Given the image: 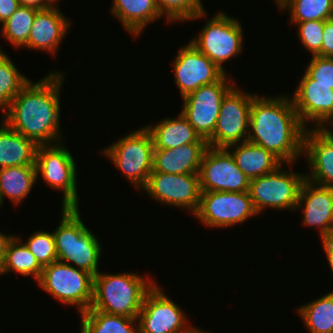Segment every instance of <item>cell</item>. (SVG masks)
I'll list each match as a JSON object with an SVG mask.
<instances>
[{"mask_svg": "<svg viewBox=\"0 0 333 333\" xmlns=\"http://www.w3.org/2000/svg\"><path fill=\"white\" fill-rule=\"evenodd\" d=\"M64 77L65 73L51 72L35 83L29 81L4 111L3 121L37 145L63 142L59 95Z\"/></svg>", "mask_w": 333, "mask_h": 333, "instance_id": "obj_1", "label": "cell"}, {"mask_svg": "<svg viewBox=\"0 0 333 333\" xmlns=\"http://www.w3.org/2000/svg\"><path fill=\"white\" fill-rule=\"evenodd\" d=\"M306 129L291 97L256 95L253 98L247 141L272 152L283 163L291 165L303 155Z\"/></svg>", "mask_w": 333, "mask_h": 333, "instance_id": "obj_2", "label": "cell"}, {"mask_svg": "<svg viewBox=\"0 0 333 333\" xmlns=\"http://www.w3.org/2000/svg\"><path fill=\"white\" fill-rule=\"evenodd\" d=\"M154 280L135 273L102 274L93 277V299L90 308L108 314L137 318Z\"/></svg>", "mask_w": 333, "mask_h": 333, "instance_id": "obj_3", "label": "cell"}, {"mask_svg": "<svg viewBox=\"0 0 333 333\" xmlns=\"http://www.w3.org/2000/svg\"><path fill=\"white\" fill-rule=\"evenodd\" d=\"M61 210V221L53 232L57 260L69 265L72 262L78 269L95 276L102 253L99 239L84 225L79 207H62Z\"/></svg>", "mask_w": 333, "mask_h": 333, "instance_id": "obj_4", "label": "cell"}, {"mask_svg": "<svg viewBox=\"0 0 333 333\" xmlns=\"http://www.w3.org/2000/svg\"><path fill=\"white\" fill-rule=\"evenodd\" d=\"M101 151L135 188L142 189L146 185L154 158L153 140L146 127L121 137Z\"/></svg>", "mask_w": 333, "mask_h": 333, "instance_id": "obj_5", "label": "cell"}, {"mask_svg": "<svg viewBox=\"0 0 333 333\" xmlns=\"http://www.w3.org/2000/svg\"><path fill=\"white\" fill-rule=\"evenodd\" d=\"M93 275L60 261L44 266L37 284L65 305H76L84 313L93 299Z\"/></svg>", "mask_w": 333, "mask_h": 333, "instance_id": "obj_6", "label": "cell"}, {"mask_svg": "<svg viewBox=\"0 0 333 333\" xmlns=\"http://www.w3.org/2000/svg\"><path fill=\"white\" fill-rule=\"evenodd\" d=\"M216 13L190 43L226 74L223 63L242 52L243 31L238 19Z\"/></svg>", "mask_w": 333, "mask_h": 333, "instance_id": "obj_7", "label": "cell"}, {"mask_svg": "<svg viewBox=\"0 0 333 333\" xmlns=\"http://www.w3.org/2000/svg\"><path fill=\"white\" fill-rule=\"evenodd\" d=\"M61 143L38 145L36 175H41L49 187L63 192L62 207H79L75 159Z\"/></svg>", "mask_w": 333, "mask_h": 333, "instance_id": "obj_8", "label": "cell"}, {"mask_svg": "<svg viewBox=\"0 0 333 333\" xmlns=\"http://www.w3.org/2000/svg\"><path fill=\"white\" fill-rule=\"evenodd\" d=\"M282 168L283 164L271 173L250 180L249 194L257 214L267 207L296 209L305 174Z\"/></svg>", "mask_w": 333, "mask_h": 333, "instance_id": "obj_9", "label": "cell"}, {"mask_svg": "<svg viewBox=\"0 0 333 333\" xmlns=\"http://www.w3.org/2000/svg\"><path fill=\"white\" fill-rule=\"evenodd\" d=\"M256 95L233 87L223 98L213 135L208 147L226 148L247 141L250 124V107Z\"/></svg>", "mask_w": 333, "mask_h": 333, "instance_id": "obj_10", "label": "cell"}, {"mask_svg": "<svg viewBox=\"0 0 333 333\" xmlns=\"http://www.w3.org/2000/svg\"><path fill=\"white\" fill-rule=\"evenodd\" d=\"M224 74L217 82L203 85L183 97L181 114L206 141L213 135L225 95L235 86Z\"/></svg>", "mask_w": 333, "mask_h": 333, "instance_id": "obj_11", "label": "cell"}, {"mask_svg": "<svg viewBox=\"0 0 333 333\" xmlns=\"http://www.w3.org/2000/svg\"><path fill=\"white\" fill-rule=\"evenodd\" d=\"M195 218L208 227L226 228L255 217L249 192H201L200 205Z\"/></svg>", "mask_w": 333, "mask_h": 333, "instance_id": "obj_12", "label": "cell"}, {"mask_svg": "<svg viewBox=\"0 0 333 333\" xmlns=\"http://www.w3.org/2000/svg\"><path fill=\"white\" fill-rule=\"evenodd\" d=\"M198 174L201 192H249V178L225 148L208 147Z\"/></svg>", "mask_w": 333, "mask_h": 333, "instance_id": "obj_13", "label": "cell"}, {"mask_svg": "<svg viewBox=\"0 0 333 333\" xmlns=\"http://www.w3.org/2000/svg\"><path fill=\"white\" fill-rule=\"evenodd\" d=\"M141 190H145L158 203L188 209L193 216L200 205L199 174L151 172Z\"/></svg>", "mask_w": 333, "mask_h": 333, "instance_id": "obj_14", "label": "cell"}, {"mask_svg": "<svg viewBox=\"0 0 333 333\" xmlns=\"http://www.w3.org/2000/svg\"><path fill=\"white\" fill-rule=\"evenodd\" d=\"M137 320L139 333H191L194 328L186 324L184 311L164 294L157 282L145 296Z\"/></svg>", "mask_w": 333, "mask_h": 333, "instance_id": "obj_15", "label": "cell"}, {"mask_svg": "<svg viewBox=\"0 0 333 333\" xmlns=\"http://www.w3.org/2000/svg\"><path fill=\"white\" fill-rule=\"evenodd\" d=\"M173 62L174 82L182 97L217 82L225 74L190 42L180 48Z\"/></svg>", "mask_w": 333, "mask_h": 333, "instance_id": "obj_16", "label": "cell"}, {"mask_svg": "<svg viewBox=\"0 0 333 333\" xmlns=\"http://www.w3.org/2000/svg\"><path fill=\"white\" fill-rule=\"evenodd\" d=\"M307 128L303 154L311 171L305 178L317 185L333 188V129Z\"/></svg>", "mask_w": 333, "mask_h": 333, "instance_id": "obj_17", "label": "cell"}, {"mask_svg": "<svg viewBox=\"0 0 333 333\" xmlns=\"http://www.w3.org/2000/svg\"><path fill=\"white\" fill-rule=\"evenodd\" d=\"M292 101L301 123L307 128L312 121L314 128L333 125V90L323 84H298ZM325 123V125H324Z\"/></svg>", "mask_w": 333, "mask_h": 333, "instance_id": "obj_18", "label": "cell"}, {"mask_svg": "<svg viewBox=\"0 0 333 333\" xmlns=\"http://www.w3.org/2000/svg\"><path fill=\"white\" fill-rule=\"evenodd\" d=\"M299 207L303 208L301 212L304 226H316L321 238L333 234V188L305 179L299 191L296 209H300Z\"/></svg>", "mask_w": 333, "mask_h": 333, "instance_id": "obj_19", "label": "cell"}, {"mask_svg": "<svg viewBox=\"0 0 333 333\" xmlns=\"http://www.w3.org/2000/svg\"><path fill=\"white\" fill-rule=\"evenodd\" d=\"M69 19L58 7H50L36 12L28 41L23 48L53 53L58 50L62 39L68 33Z\"/></svg>", "mask_w": 333, "mask_h": 333, "instance_id": "obj_20", "label": "cell"}, {"mask_svg": "<svg viewBox=\"0 0 333 333\" xmlns=\"http://www.w3.org/2000/svg\"><path fill=\"white\" fill-rule=\"evenodd\" d=\"M207 148V143H189L171 149H154L152 172L198 174Z\"/></svg>", "mask_w": 333, "mask_h": 333, "instance_id": "obj_21", "label": "cell"}, {"mask_svg": "<svg viewBox=\"0 0 333 333\" xmlns=\"http://www.w3.org/2000/svg\"><path fill=\"white\" fill-rule=\"evenodd\" d=\"M231 148L234 149L229 151ZM225 149L249 180L271 173L283 164L272 152L249 141L233 144Z\"/></svg>", "mask_w": 333, "mask_h": 333, "instance_id": "obj_22", "label": "cell"}, {"mask_svg": "<svg viewBox=\"0 0 333 333\" xmlns=\"http://www.w3.org/2000/svg\"><path fill=\"white\" fill-rule=\"evenodd\" d=\"M154 149H171L189 143H207L180 113L177 118H166L156 125H148Z\"/></svg>", "mask_w": 333, "mask_h": 333, "instance_id": "obj_23", "label": "cell"}, {"mask_svg": "<svg viewBox=\"0 0 333 333\" xmlns=\"http://www.w3.org/2000/svg\"><path fill=\"white\" fill-rule=\"evenodd\" d=\"M112 5V15L133 37H138L149 23L162 17L156 0H113Z\"/></svg>", "mask_w": 333, "mask_h": 333, "instance_id": "obj_24", "label": "cell"}, {"mask_svg": "<svg viewBox=\"0 0 333 333\" xmlns=\"http://www.w3.org/2000/svg\"><path fill=\"white\" fill-rule=\"evenodd\" d=\"M38 145L10 128L0 125V169L12 166H35Z\"/></svg>", "mask_w": 333, "mask_h": 333, "instance_id": "obj_25", "label": "cell"}, {"mask_svg": "<svg viewBox=\"0 0 333 333\" xmlns=\"http://www.w3.org/2000/svg\"><path fill=\"white\" fill-rule=\"evenodd\" d=\"M37 183L36 166H12L0 169L1 205L4 196L18 205Z\"/></svg>", "mask_w": 333, "mask_h": 333, "instance_id": "obj_26", "label": "cell"}, {"mask_svg": "<svg viewBox=\"0 0 333 333\" xmlns=\"http://www.w3.org/2000/svg\"><path fill=\"white\" fill-rule=\"evenodd\" d=\"M80 333H139L137 318L89 308L80 314Z\"/></svg>", "mask_w": 333, "mask_h": 333, "instance_id": "obj_27", "label": "cell"}, {"mask_svg": "<svg viewBox=\"0 0 333 333\" xmlns=\"http://www.w3.org/2000/svg\"><path fill=\"white\" fill-rule=\"evenodd\" d=\"M42 269L43 267L23 243V240L19 236H14L5 252L0 275L13 271L25 277L32 276L38 281Z\"/></svg>", "mask_w": 333, "mask_h": 333, "instance_id": "obj_28", "label": "cell"}, {"mask_svg": "<svg viewBox=\"0 0 333 333\" xmlns=\"http://www.w3.org/2000/svg\"><path fill=\"white\" fill-rule=\"evenodd\" d=\"M310 333L333 332V291L297 309Z\"/></svg>", "mask_w": 333, "mask_h": 333, "instance_id": "obj_29", "label": "cell"}, {"mask_svg": "<svg viewBox=\"0 0 333 333\" xmlns=\"http://www.w3.org/2000/svg\"><path fill=\"white\" fill-rule=\"evenodd\" d=\"M274 1L280 10H289L291 23L326 21L333 18V0Z\"/></svg>", "mask_w": 333, "mask_h": 333, "instance_id": "obj_30", "label": "cell"}, {"mask_svg": "<svg viewBox=\"0 0 333 333\" xmlns=\"http://www.w3.org/2000/svg\"><path fill=\"white\" fill-rule=\"evenodd\" d=\"M13 63L5 52H0V109L3 112L30 81L17 70Z\"/></svg>", "mask_w": 333, "mask_h": 333, "instance_id": "obj_31", "label": "cell"}, {"mask_svg": "<svg viewBox=\"0 0 333 333\" xmlns=\"http://www.w3.org/2000/svg\"><path fill=\"white\" fill-rule=\"evenodd\" d=\"M37 11L38 9L33 7L20 6L10 18L2 24L1 33L3 38L16 48H22L28 41V36Z\"/></svg>", "mask_w": 333, "mask_h": 333, "instance_id": "obj_32", "label": "cell"}, {"mask_svg": "<svg viewBox=\"0 0 333 333\" xmlns=\"http://www.w3.org/2000/svg\"><path fill=\"white\" fill-rule=\"evenodd\" d=\"M160 14L167 22L195 20L205 17L202 0H156Z\"/></svg>", "mask_w": 333, "mask_h": 333, "instance_id": "obj_33", "label": "cell"}, {"mask_svg": "<svg viewBox=\"0 0 333 333\" xmlns=\"http://www.w3.org/2000/svg\"><path fill=\"white\" fill-rule=\"evenodd\" d=\"M30 252L36 257L39 264L44 267L57 261V252L53 232L35 231L24 242Z\"/></svg>", "mask_w": 333, "mask_h": 333, "instance_id": "obj_34", "label": "cell"}, {"mask_svg": "<svg viewBox=\"0 0 333 333\" xmlns=\"http://www.w3.org/2000/svg\"><path fill=\"white\" fill-rule=\"evenodd\" d=\"M299 84H323L333 90V58L313 55Z\"/></svg>", "mask_w": 333, "mask_h": 333, "instance_id": "obj_35", "label": "cell"}, {"mask_svg": "<svg viewBox=\"0 0 333 333\" xmlns=\"http://www.w3.org/2000/svg\"><path fill=\"white\" fill-rule=\"evenodd\" d=\"M298 26V35L303 46L313 55L321 56L325 21H305L294 23Z\"/></svg>", "mask_w": 333, "mask_h": 333, "instance_id": "obj_36", "label": "cell"}, {"mask_svg": "<svg viewBox=\"0 0 333 333\" xmlns=\"http://www.w3.org/2000/svg\"><path fill=\"white\" fill-rule=\"evenodd\" d=\"M321 57L333 58V18L325 21Z\"/></svg>", "mask_w": 333, "mask_h": 333, "instance_id": "obj_37", "label": "cell"}, {"mask_svg": "<svg viewBox=\"0 0 333 333\" xmlns=\"http://www.w3.org/2000/svg\"><path fill=\"white\" fill-rule=\"evenodd\" d=\"M19 7V0H0L1 25L4 24Z\"/></svg>", "mask_w": 333, "mask_h": 333, "instance_id": "obj_38", "label": "cell"}, {"mask_svg": "<svg viewBox=\"0 0 333 333\" xmlns=\"http://www.w3.org/2000/svg\"><path fill=\"white\" fill-rule=\"evenodd\" d=\"M322 239V246L325 251V255L327 257L330 269L333 273V234L330 236L321 238ZM333 275V274H332Z\"/></svg>", "mask_w": 333, "mask_h": 333, "instance_id": "obj_39", "label": "cell"}, {"mask_svg": "<svg viewBox=\"0 0 333 333\" xmlns=\"http://www.w3.org/2000/svg\"><path fill=\"white\" fill-rule=\"evenodd\" d=\"M19 4L20 6L33 7L38 10L51 7L45 0H19Z\"/></svg>", "mask_w": 333, "mask_h": 333, "instance_id": "obj_40", "label": "cell"}, {"mask_svg": "<svg viewBox=\"0 0 333 333\" xmlns=\"http://www.w3.org/2000/svg\"><path fill=\"white\" fill-rule=\"evenodd\" d=\"M14 236L13 235H6L4 233L0 232V268L3 263V258L5 255V252L7 250L9 242L12 240Z\"/></svg>", "mask_w": 333, "mask_h": 333, "instance_id": "obj_41", "label": "cell"}, {"mask_svg": "<svg viewBox=\"0 0 333 333\" xmlns=\"http://www.w3.org/2000/svg\"><path fill=\"white\" fill-rule=\"evenodd\" d=\"M51 7H57V1L59 0H45ZM56 6H55V5Z\"/></svg>", "mask_w": 333, "mask_h": 333, "instance_id": "obj_42", "label": "cell"}, {"mask_svg": "<svg viewBox=\"0 0 333 333\" xmlns=\"http://www.w3.org/2000/svg\"><path fill=\"white\" fill-rule=\"evenodd\" d=\"M191 333H211V332H207V331L205 332L202 329L200 330V329H197L196 327H194L192 329Z\"/></svg>", "mask_w": 333, "mask_h": 333, "instance_id": "obj_43", "label": "cell"}]
</instances>
